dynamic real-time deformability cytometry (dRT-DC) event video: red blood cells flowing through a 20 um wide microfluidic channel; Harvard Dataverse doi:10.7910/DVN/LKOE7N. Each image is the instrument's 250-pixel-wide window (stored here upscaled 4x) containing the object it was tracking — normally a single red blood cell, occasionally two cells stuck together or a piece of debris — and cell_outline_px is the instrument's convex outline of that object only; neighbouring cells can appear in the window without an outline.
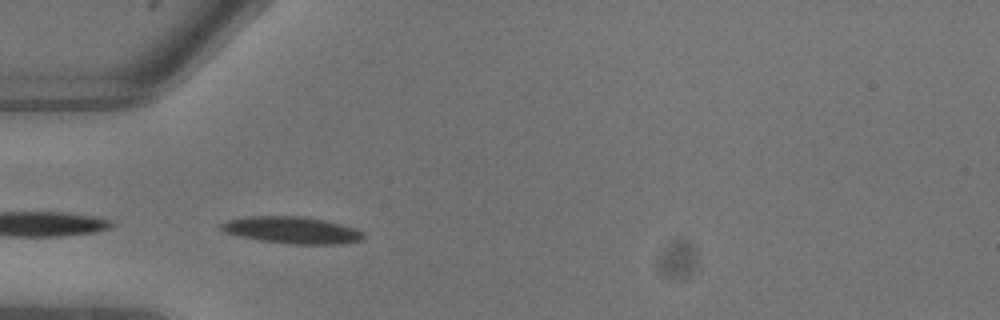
{"species": "common noctule bat (a hibernating species)", "species_latin": "Nyctalus noctula", "temperature_condition": "warm", "stored_images_in_passage": 13, "camera_frame_rate_fps": 3000, "um_per_image_px": 0.085, "animal": {"sex": "male", "body_mass_g": 13.3}, "frame": {"image": 1, "passage_image": 6, "time_ms": 1.667, "image_size_px": [1000, 320], "cell_outline_px": [[364, 236], [360, 240], [336, 244], [292, 244], [260, 240], [240, 236], [224, 232], [220, 228], [220, 224], [228, 220], [244, 216], [304, 216], [324, 220], [356, 228]], "centroid_in_image_um": [24.76, 19.55], "position_along_channel_um": 60.2, "area_um2": 22.08}}
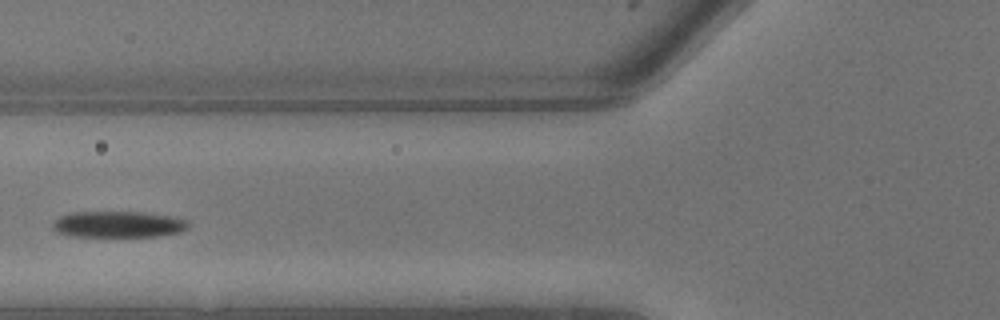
{"frame": {"image": 2, "passage_image": 8, "time_ms": 2.333, "image_size_px": [1000, 320], "cell_outline_px": [[188, 228], [180, 232], [160, 236], [72, 236], [56, 232], [52, 228], [52, 224], [60, 216], [72, 212], [144, 212], [176, 216], [184, 220], [188, 224]], "centroid_in_image_um": [10.06, 19.06], "position_along_channel_um": 115.7, "area_um2": 20.81}}
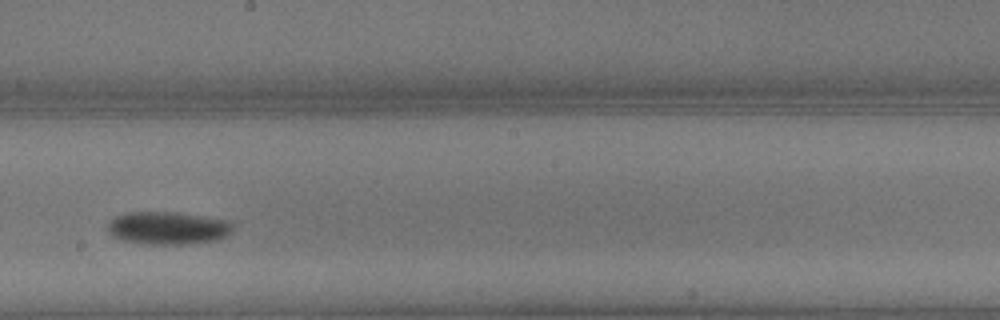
{"frame": {"image": 3, "passage_image": 12, "time_ms": 3.667, "image_size_px": [1000, 320], "cell_outline_px": [[232, 232], [216, 240], [188, 244], [152, 244], [120, 240], [112, 236], [108, 232], [108, 220], [124, 212], [176, 212], [228, 220], [232, 224]], "centroid_in_image_um": [14.22, 19.37], "position_along_channel_um": 234.0, "area_um2": 23.99}}